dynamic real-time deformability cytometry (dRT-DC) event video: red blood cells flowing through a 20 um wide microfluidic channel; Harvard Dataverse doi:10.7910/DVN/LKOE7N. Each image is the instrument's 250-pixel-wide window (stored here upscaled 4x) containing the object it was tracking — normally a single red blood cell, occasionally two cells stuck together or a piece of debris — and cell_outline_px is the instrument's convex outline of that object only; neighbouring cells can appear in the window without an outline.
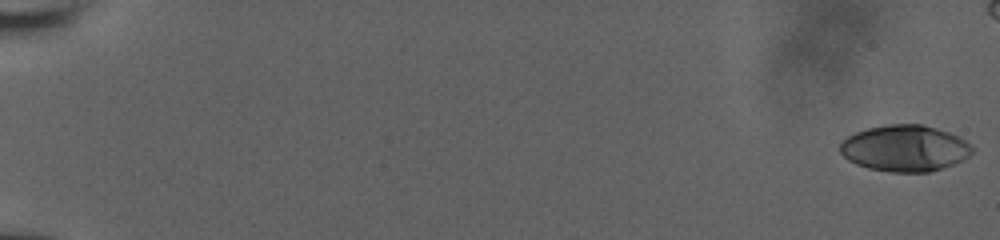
{"species": "human", "species_latin": "Homo sapiens", "temperature_condition": "room temperature", "stored_images_in_passage": 54, "camera_frame_rate_fps": 3000, "um_per_image_px": 0.085, "donor": {"sex": "male"}, "frame": {"image": 1, "passage_image": 1, "time_ms": 0.0, "image_size_px": [1000, 240], "cell_outline_px": [[972, 152], [964, 160], [928, 172], [892, 172], [868, 168], [856, 164], [848, 160], [840, 152], [840, 144], [848, 136], [856, 132], [868, 128], [888, 124], [920, 124], [936, 128], [948, 132], [964, 140], [972, 148]], "centroid_in_image_um": [76.88, 12.6], "position_along_channel_um": 8.1, "area_um2": 35.32}}
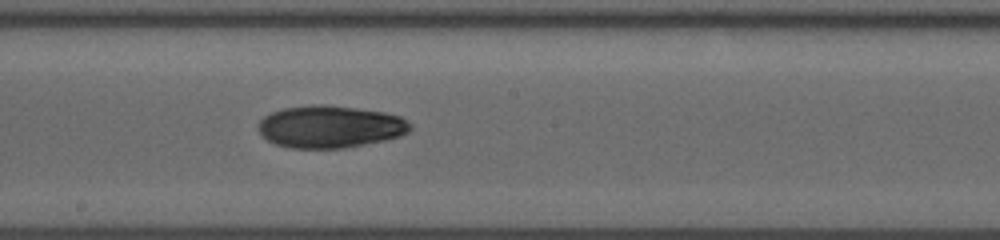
{"frame": {"image": 2, "passage_image": 34, "time_ms": 11.0, "image_size_px": [1000, 240], "cell_outline_px": [[412, 128], [408, 132], [400, 136], [388, 140], [344, 148], [288, 148], [276, 144], [268, 140], [256, 128], [260, 120], [264, 116], [272, 112], [284, 108], [308, 104], [324, 104], [356, 108], [384, 112], [400, 116], [412, 124]], "centroid_in_image_um": [28.07, 10.77], "position_along_channel_um": 220.1, "area_um2": 37.74}}
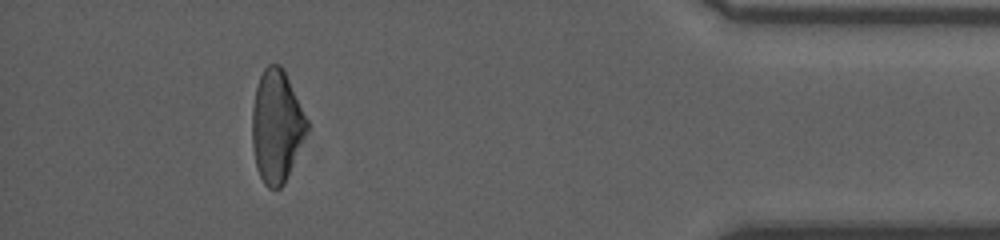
{"frame": {"image": 3, "passage_image": 52, "time_ms": 17.0, "image_size_px": [1000, 240], "cell_outline_px": [[308, 128], [284, 184], [280, 188], [268, 188], [264, 184], [256, 168], [252, 148], [252, 108], [256, 88], [260, 76], [264, 68], [268, 64], [280, 64], [284, 68], [308, 120]], "centroid_in_image_um": [23.49, 10.71], "position_along_channel_um": 411.7, "area_um2": 35.89}}